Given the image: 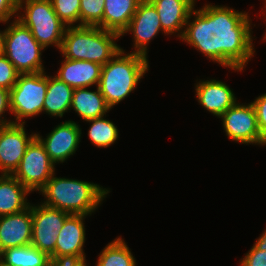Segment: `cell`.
Listing matches in <instances>:
<instances>
[{
  "label": "cell",
  "instance_id": "cell-1",
  "mask_svg": "<svg viewBox=\"0 0 266 266\" xmlns=\"http://www.w3.org/2000/svg\"><path fill=\"white\" fill-rule=\"evenodd\" d=\"M251 21L248 12L228 6L210 3L199 10L194 6L180 39L212 62L242 72L256 51Z\"/></svg>",
  "mask_w": 266,
  "mask_h": 266
},
{
  "label": "cell",
  "instance_id": "cell-2",
  "mask_svg": "<svg viewBox=\"0 0 266 266\" xmlns=\"http://www.w3.org/2000/svg\"><path fill=\"white\" fill-rule=\"evenodd\" d=\"M55 175L53 174L39 191L44 197L42 203L69 214L91 216L110 193V189L93 182Z\"/></svg>",
  "mask_w": 266,
  "mask_h": 266
},
{
  "label": "cell",
  "instance_id": "cell-3",
  "mask_svg": "<svg viewBox=\"0 0 266 266\" xmlns=\"http://www.w3.org/2000/svg\"><path fill=\"white\" fill-rule=\"evenodd\" d=\"M149 70L148 57L121 50L102 65L99 89L112 109L133 92Z\"/></svg>",
  "mask_w": 266,
  "mask_h": 266
},
{
  "label": "cell",
  "instance_id": "cell-4",
  "mask_svg": "<svg viewBox=\"0 0 266 266\" xmlns=\"http://www.w3.org/2000/svg\"><path fill=\"white\" fill-rule=\"evenodd\" d=\"M119 38L120 34L96 26H68L59 51L70 60L105 65L121 50Z\"/></svg>",
  "mask_w": 266,
  "mask_h": 266
},
{
  "label": "cell",
  "instance_id": "cell-5",
  "mask_svg": "<svg viewBox=\"0 0 266 266\" xmlns=\"http://www.w3.org/2000/svg\"><path fill=\"white\" fill-rule=\"evenodd\" d=\"M16 19L45 49L52 45L60 49L67 26L56 15L51 0H18Z\"/></svg>",
  "mask_w": 266,
  "mask_h": 266
},
{
  "label": "cell",
  "instance_id": "cell-6",
  "mask_svg": "<svg viewBox=\"0 0 266 266\" xmlns=\"http://www.w3.org/2000/svg\"><path fill=\"white\" fill-rule=\"evenodd\" d=\"M6 27L3 54L20 74L45 71L42 51L45 48L34 38L29 28L16 18Z\"/></svg>",
  "mask_w": 266,
  "mask_h": 266
},
{
  "label": "cell",
  "instance_id": "cell-7",
  "mask_svg": "<svg viewBox=\"0 0 266 266\" xmlns=\"http://www.w3.org/2000/svg\"><path fill=\"white\" fill-rule=\"evenodd\" d=\"M46 73L42 71L19 74L15 85L10 89V109L11 114H14L13 123L25 124L24 118H32L43 112L47 93Z\"/></svg>",
  "mask_w": 266,
  "mask_h": 266
},
{
  "label": "cell",
  "instance_id": "cell-8",
  "mask_svg": "<svg viewBox=\"0 0 266 266\" xmlns=\"http://www.w3.org/2000/svg\"><path fill=\"white\" fill-rule=\"evenodd\" d=\"M55 165L43 144L35 137L28 145L18 168L12 175L31 193L38 192L55 174Z\"/></svg>",
  "mask_w": 266,
  "mask_h": 266
},
{
  "label": "cell",
  "instance_id": "cell-9",
  "mask_svg": "<svg viewBox=\"0 0 266 266\" xmlns=\"http://www.w3.org/2000/svg\"><path fill=\"white\" fill-rule=\"evenodd\" d=\"M219 118L229 140L246 145H266L251 102L250 104L236 102Z\"/></svg>",
  "mask_w": 266,
  "mask_h": 266
},
{
  "label": "cell",
  "instance_id": "cell-10",
  "mask_svg": "<svg viewBox=\"0 0 266 266\" xmlns=\"http://www.w3.org/2000/svg\"><path fill=\"white\" fill-rule=\"evenodd\" d=\"M69 215L65 211L43 204L42 201L40 204H32L31 245L50 257L55 251L59 231Z\"/></svg>",
  "mask_w": 266,
  "mask_h": 266
},
{
  "label": "cell",
  "instance_id": "cell-11",
  "mask_svg": "<svg viewBox=\"0 0 266 266\" xmlns=\"http://www.w3.org/2000/svg\"><path fill=\"white\" fill-rule=\"evenodd\" d=\"M25 124L11 123L0 126V174L12 175L18 168L36 133L28 135Z\"/></svg>",
  "mask_w": 266,
  "mask_h": 266
},
{
  "label": "cell",
  "instance_id": "cell-12",
  "mask_svg": "<svg viewBox=\"0 0 266 266\" xmlns=\"http://www.w3.org/2000/svg\"><path fill=\"white\" fill-rule=\"evenodd\" d=\"M160 31L162 34L164 33L167 35L162 30L159 15L154 5L149 0H141L128 27L121 34V37L129 32L133 34V47L135 49L132 53H138L148 57L147 47Z\"/></svg>",
  "mask_w": 266,
  "mask_h": 266
},
{
  "label": "cell",
  "instance_id": "cell-13",
  "mask_svg": "<svg viewBox=\"0 0 266 266\" xmlns=\"http://www.w3.org/2000/svg\"><path fill=\"white\" fill-rule=\"evenodd\" d=\"M88 215L70 214L60 229L51 261L86 260L84 220Z\"/></svg>",
  "mask_w": 266,
  "mask_h": 266
},
{
  "label": "cell",
  "instance_id": "cell-14",
  "mask_svg": "<svg viewBox=\"0 0 266 266\" xmlns=\"http://www.w3.org/2000/svg\"><path fill=\"white\" fill-rule=\"evenodd\" d=\"M81 131L77 122L68 120L56 125L46 138L40 136L39 133H36V137L45 147L50 159L57 165L64 163L76 153L81 142Z\"/></svg>",
  "mask_w": 266,
  "mask_h": 266
},
{
  "label": "cell",
  "instance_id": "cell-15",
  "mask_svg": "<svg viewBox=\"0 0 266 266\" xmlns=\"http://www.w3.org/2000/svg\"><path fill=\"white\" fill-rule=\"evenodd\" d=\"M32 204L15 214L0 216V252L31 244Z\"/></svg>",
  "mask_w": 266,
  "mask_h": 266
},
{
  "label": "cell",
  "instance_id": "cell-16",
  "mask_svg": "<svg viewBox=\"0 0 266 266\" xmlns=\"http://www.w3.org/2000/svg\"><path fill=\"white\" fill-rule=\"evenodd\" d=\"M195 93L198 103L217 118L237 102L233 90L221 80H200L195 84Z\"/></svg>",
  "mask_w": 266,
  "mask_h": 266
},
{
  "label": "cell",
  "instance_id": "cell-17",
  "mask_svg": "<svg viewBox=\"0 0 266 266\" xmlns=\"http://www.w3.org/2000/svg\"><path fill=\"white\" fill-rule=\"evenodd\" d=\"M155 7L167 35L180 39L183 35L188 16L196 4V0H149Z\"/></svg>",
  "mask_w": 266,
  "mask_h": 266
},
{
  "label": "cell",
  "instance_id": "cell-18",
  "mask_svg": "<svg viewBox=\"0 0 266 266\" xmlns=\"http://www.w3.org/2000/svg\"><path fill=\"white\" fill-rule=\"evenodd\" d=\"M61 66L55 75L67 85L76 88H90L99 85L102 65L82 60H70L64 58Z\"/></svg>",
  "mask_w": 266,
  "mask_h": 266
},
{
  "label": "cell",
  "instance_id": "cell-19",
  "mask_svg": "<svg viewBox=\"0 0 266 266\" xmlns=\"http://www.w3.org/2000/svg\"><path fill=\"white\" fill-rule=\"evenodd\" d=\"M31 193L13 175H0V216L19 213L30 206L27 195ZM28 201V202H27Z\"/></svg>",
  "mask_w": 266,
  "mask_h": 266
},
{
  "label": "cell",
  "instance_id": "cell-20",
  "mask_svg": "<svg viewBox=\"0 0 266 266\" xmlns=\"http://www.w3.org/2000/svg\"><path fill=\"white\" fill-rule=\"evenodd\" d=\"M88 89H74L70 110L73 109L84 121L106 116L111 108L105 102L99 87L97 86L95 91Z\"/></svg>",
  "mask_w": 266,
  "mask_h": 266
},
{
  "label": "cell",
  "instance_id": "cell-21",
  "mask_svg": "<svg viewBox=\"0 0 266 266\" xmlns=\"http://www.w3.org/2000/svg\"><path fill=\"white\" fill-rule=\"evenodd\" d=\"M103 29L122 34L141 0H104Z\"/></svg>",
  "mask_w": 266,
  "mask_h": 266
},
{
  "label": "cell",
  "instance_id": "cell-22",
  "mask_svg": "<svg viewBox=\"0 0 266 266\" xmlns=\"http://www.w3.org/2000/svg\"><path fill=\"white\" fill-rule=\"evenodd\" d=\"M74 89L56 76L47 75V93L43 112L51 117H60L70 110Z\"/></svg>",
  "mask_w": 266,
  "mask_h": 266
},
{
  "label": "cell",
  "instance_id": "cell-23",
  "mask_svg": "<svg viewBox=\"0 0 266 266\" xmlns=\"http://www.w3.org/2000/svg\"><path fill=\"white\" fill-rule=\"evenodd\" d=\"M50 257L31 244L0 252V266H50Z\"/></svg>",
  "mask_w": 266,
  "mask_h": 266
},
{
  "label": "cell",
  "instance_id": "cell-24",
  "mask_svg": "<svg viewBox=\"0 0 266 266\" xmlns=\"http://www.w3.org/2000/svg\"><path fill=\"white\" fill-rule=\"evenodd\" d=\"M95 266H136L131 249L120 236L108 243L98 255Z\"/></svg>",
  "mask_w": 266,
  "mask_h": 266
},
{
  "label": "cell",
  "instance_id": "cell-25",
  "mask_svg": "<svg viewBox=\"0 0 266 266\" xmlns=\"http://www.w3.org/2000/svg\"><path fill=\"white\" fill-rule=\"evenodd\" d=\"M103 117L87 120L90 123L88 137L91 143L98 148H107L115 143L119 137L117 126Z\"/></svg>",
  "mask_w": 266,
  "mask_h": 266
},
{
  "label": "cell",
  "instance_id": "cell-26",
  "mask_svg": "<svg viewBox=\"0 0 266 266\" xmlns=\"http://www.w3.org/2000/svg\"><path fill=\"white\" fill-rule=\"evenodd\" d=\"M104 0H80V26L103 29Z\"/></svg>",
  "mask_w": 266,
  "mask_h": 266
},
{
  "label": "cell",
  "instance_id": "cell-27",
  "mask_svg": "<svg viewBox=\"0 0 266 266\" xmlns=\"http://www.w3.org/2000/svg\"><path fill=\"white\" fill-rule=\"evenodd\" d=\"M59 19L68 26H80V0H51Z\"/></svg>",
  "mask_w": 266,
  "mask_h": 266
},
{
  "label": "cell",
  "instance_id": "cell-28",
  "mask_svg": "<svg viewBox=\"0 0 266 266\" xmlns=\"http://www.w3.org/2000/svg\"><path fill=\"white\" fill-rule=\"evenodd\" d=\"M19 74L12 62L4 54H0V88L10 90Z\"/></svg>",
  "mask_w": 266,
  "mask_h": 266
},
{
  "label": "cell",
  "instance_id": "cell-29",
  "mask_svg": "<svg viewBox=\"0 0 266 266\" xmlns=\"http://www.w3.org/2000/svg\"><path fill=\"white\" fill-rule=\"evenodd\" d=\"M251 103L254 106L258 126L266 144V93L256 97Z\"/></svg>",
  "mask_w": 266,
  "mask_h": 266
},
{
  "label": "cell",
  "instance_id": "cell-30",
  "mask_svg": "<svg viewBox=\"0 0 266 266\" xmlns=\"http://www.w3.org/2000/svg\"><path fill=\"white\" fill-rule=\"evenodd\" d=\"M240 266H266V251L259 250L253 245L240 260Z\"/></svg>",
  "mask_w": 266,
  "mask_h": 266
},
{
  "label": "cell",
  "instance_id": "cell-31",
  "mask_svg": "<svg viewBox=\"0 0 266 266\" xmlns=\"http://www.w3.org/2000/svg\"><path fill=\"white\" fill-rule=\"evenodd\" d=\"M18 0H0V23H9L11 18L17 17Z\"/></svg>",
  "mask_w": 266,
  "mask_h": 266
},
{
  "label": "cell",
  "instance_id": "cell-32",
  "mask_svg": "<svg viewBox=\"0 0 266 266\" xmlns=\"http://www.w3.org/2000/svg\"><path fill=\"white\" fill-rule=\"evenodd\" d=\"M7 111L11 113L10 90L0 88V126L13 123V120H6V117H3L5 116L3 114H5Z\"/></svg>",
  "mask_w": 266,
  "mask_h": 266
},
{
  "label": "cell",
  "instance_id": "cell-33",
  "mask_svg": "<svg viewBox=\"0 0 266 266\" xmlns=\"http://www.w3.org/2000/svg\"><path fill=\"white\" fill-rule=\"evenodd\" d=\"M87 260L51 261L50 266H88Z\"/></svg>",
  "mask_w": 266,
  "mask_h": 266
},
{
  "label": "cell",
  "instance_id": "cell-34",
  "mask_svg": "<svg viewBox=\"0 0 266 266\" xmlns=\"http://www.w3.org/2000/svg\"><path fill=\"white\" fill-rule=\"evenodd\" d=\"M253 245L259 250L266 251V229H264V232L256 239Z\"/></svg>",
  "mask_w": 266,
  "mask_h": 266
},
{
  "label": "cell",
  "instance_id": "cell-35",
  "mask_svg": "<svg viewBox=\"0 0 266 266\" xmlns=\"http://www.w3.org/2000/svg\"><path fill=\"white\" fill-rule=\"evenodd\" d=\"M5 32L6 29L3 31L0 30V54H3Z\"/></svg>",
  "mask_w": 266,
  "mask_h": 266
},
{
  "label": "cell",
  "instance_id": "cell-36",
  "mask_svg": "<svg viewBox=\"0 0 266 266\" xmlns=\"http://www.w3.org/2000/svg\"><path fill=\"white\" fill-rule=\"evenodd\" d=\"M264 9H265V14H266V0H264ZM266 18V17H265ZM264 40H266V32H265V34H264V36H263V41Z\"/></svg>",
  "mask_w": 266,
  "mask_h": 266
}]
</instances>
